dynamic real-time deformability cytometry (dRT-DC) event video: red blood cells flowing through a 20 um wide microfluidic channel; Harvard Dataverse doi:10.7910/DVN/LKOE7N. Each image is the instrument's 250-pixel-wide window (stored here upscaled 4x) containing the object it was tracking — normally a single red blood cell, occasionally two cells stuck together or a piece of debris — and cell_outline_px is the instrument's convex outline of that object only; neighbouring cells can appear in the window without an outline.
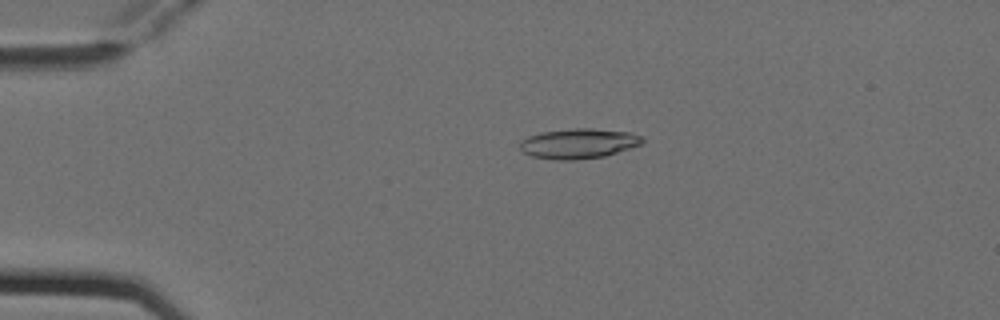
{"species": "Egyptian fruit bat (a non-hibernating species)", "species_latin": "Rousettus aegyptiacus", "temperature_condition": "cold", "stored_images_in_passage": 4, "camera_frame_rate_fps": 3000, "um_per_image_px": 0.085, "animal": {"sex": "female"}, "frame": {"image": 1, "passage_image": 2, "time_ms": 0.333, "image_size_px": [1000, 320], "cell_outline_px": [[644, 140], [640, 144], [604, 156], [572, 160], [556, 160], [532, 156], [524, 152], [520, 148], [520, 140], [528, 136], [540, 132], [576, 128], [592, 128], [628, 132], [640, 136]], "centroid_in_image_um": [49.12, 12.19], "position_along_channel_um": 35.9, "area_um2": 21.15}}